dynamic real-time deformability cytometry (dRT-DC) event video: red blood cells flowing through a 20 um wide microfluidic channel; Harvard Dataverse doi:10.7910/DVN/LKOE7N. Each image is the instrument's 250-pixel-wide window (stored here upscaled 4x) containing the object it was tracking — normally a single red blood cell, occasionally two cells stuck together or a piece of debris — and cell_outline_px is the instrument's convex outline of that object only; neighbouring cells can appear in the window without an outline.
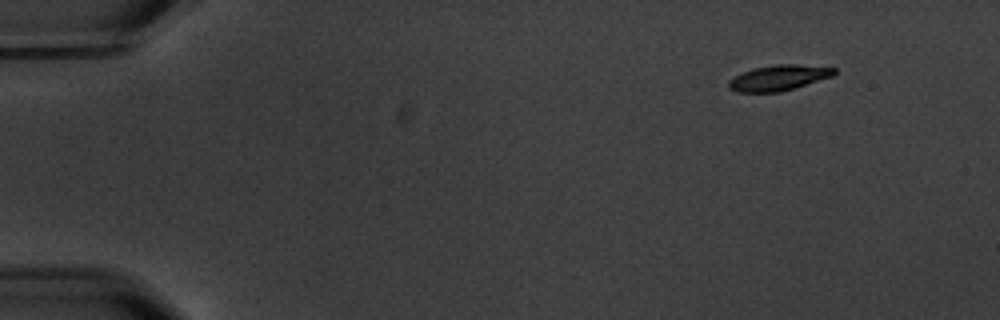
{"species": "common noctule bat (a hibernating species)", "species_latin": "Nyctalus noctula", "temperature_condition": "warm", "stored_images_in_passage": 5, "camera_frame_rate_fps": 3000, "um_per_image_px": 0.085, "animal": {"sex": "male", "body_mass_g": 20.1, "forearm_length_mm": 53.5}, "frame": {"image": 1, "passage_image": 2, "time_ms": 1.0, "image_size_px": [1000, 320], "cell_outline_px": [[836, 72], [832, 76], [780, 92], [736, 92], [728, 88], [728, 80], [744, 72], [756, 68], [776, 64], [796, 64], [836, 68]], "centroid_in_image_um": [66.17, 6.62], "position_along_channel_um": 18.8, "area_um2": 15.43}}